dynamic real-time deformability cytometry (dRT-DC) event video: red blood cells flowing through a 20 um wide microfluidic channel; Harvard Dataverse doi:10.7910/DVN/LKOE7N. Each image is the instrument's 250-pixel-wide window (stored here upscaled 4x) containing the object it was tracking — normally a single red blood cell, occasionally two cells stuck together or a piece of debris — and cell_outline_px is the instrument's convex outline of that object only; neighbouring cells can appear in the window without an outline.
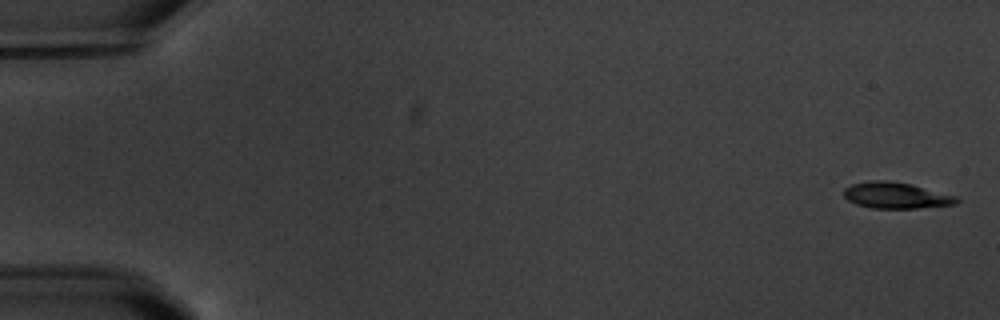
{"species": "common noctule bat (a hibernating species)", "species_latin": "Nyctalus noctula", "temperature_condition": "warm", "stored_images_in_passage": 8, "camera_frame_rate_fps": 3000, "um_per_image_px": 0.085, "animal": {"sex": "male", "body_mass_g": 20.1, "forearm_length_mm": 53.5}, "frame": {"image": 1, "passage_image": 1, "time_ms": 0.0, "image_size_px": [1000, 320], "cell_outline_px": [[960, 200], [956, 204], [916, 208], [872, 208], [856, 204], [848, 200], [844, 196], [844, 188], [852, 184], [868, 180], [888, 180], [912, 184], [956, 196]], "centroid_in_image_um": [76.14, 16.6], "position_along_channel_um": 8.9, "area_um2": 17.22}}
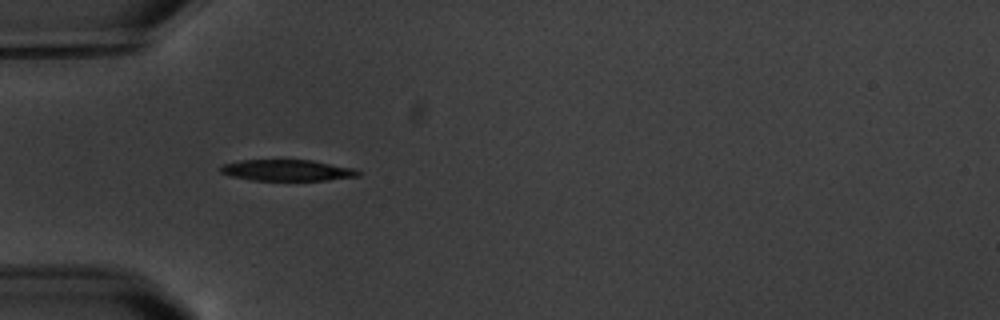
{"frame": {"image": 2, "passage_image": 6, "time_ms": 5.667, "image_size_px": [1000, 320], "cell_outline_px": [[360, 176], [324, 180], [252, 180], [232, 176], [220, 172], [220, 168], [224, 164], [240, 160], [312, 160], [356, 168], [360, 172]], "centroid_in_image_um": [24.45, 14.47], "position_along_channel_um": 60.6, "area_um2": 16.94}}
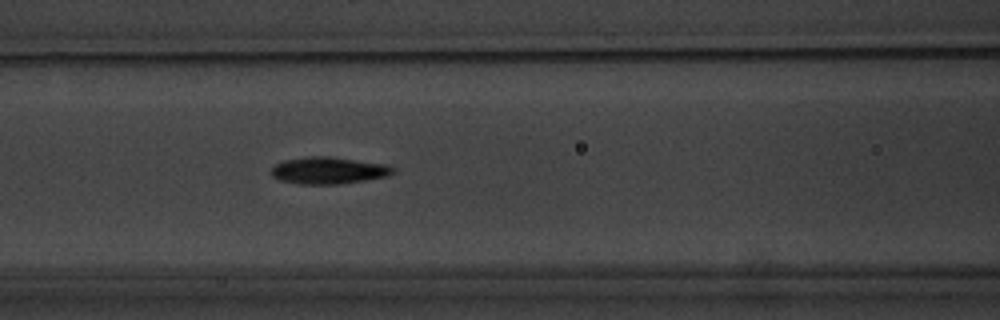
{"frame": {"image": 3, "passage_image": 8, "time_ms": 8.0, "image_size_px": [1000, 320], "cell_outline_px": [[396, 172], [384, 176], [364, 180], [340, 184], [300, 184], [280, 180], [272, 176], [272, 168], [276, 164], [284, 160], [304, 156], [328, 156], [384, 164], [396, 168]], "centroid_in_image_um": [27.9, 14.48], "position_along_channel_um": 138.7, "area_um2": 18.96}}